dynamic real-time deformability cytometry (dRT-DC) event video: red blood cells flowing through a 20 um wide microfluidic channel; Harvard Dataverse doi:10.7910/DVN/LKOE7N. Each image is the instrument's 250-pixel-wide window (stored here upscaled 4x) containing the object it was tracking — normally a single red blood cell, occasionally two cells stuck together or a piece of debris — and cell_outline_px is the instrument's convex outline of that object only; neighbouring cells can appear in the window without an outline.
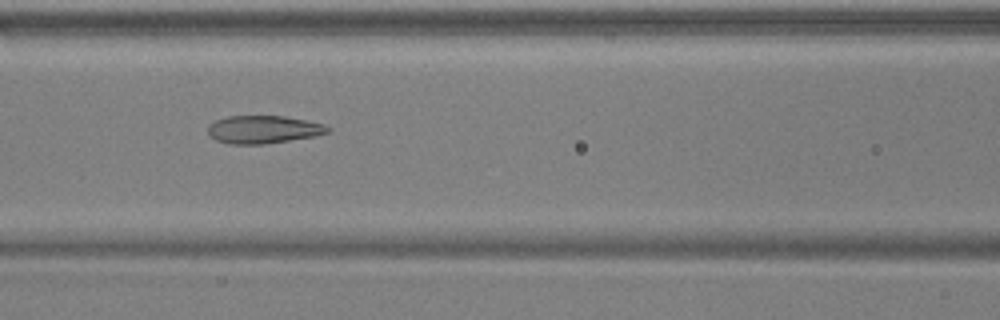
{"species": "common noctule bat (a hibernating species)", "species_latin": "Nyctalus noctula", "temperature_condition": "warm", "stored_images_in_passage": 54, "camera_frame_rate_fps": 3000, "um_per_image_px": 0.085, "animal": {"sex": "male", "body_mass_g": 17.9, "forearm_length_mm": 54.2}, "frame": {"image": 1, "passage_image": 24, "time_ms": 7.667, "image_size_px": [1000, 320], "cell_outline_px": [[332, 128], [328, 132], [316, 136], [264, 144], [228, 144], [216, 140], [208, 132], [208, 124], [216, 120], [228, 116], [284, 116], [308, 120], [324, 124]], "centroid_in_image_um": [22.41, 11.0], "position_along_channel_um": 144.2, "area_um2": 19.54}}
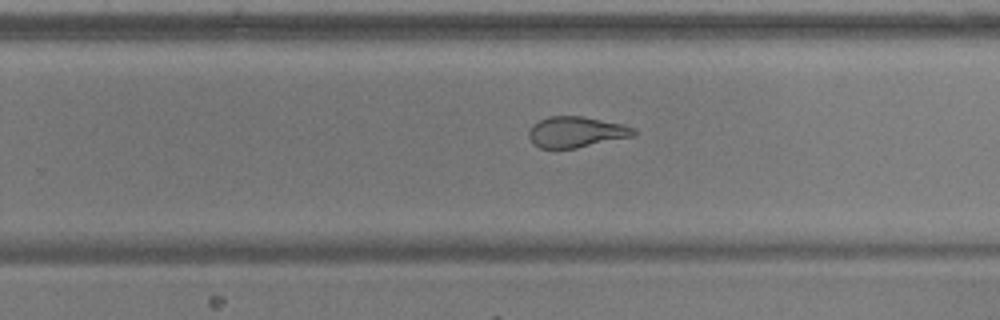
{"frame": {"image": 2, "passage_image": 35, "time_ms": 11.333, "image_size_px": [1000, 320], "cell_outline_px": [[636, 136], [576, 148], [540, 148], [532, 144], [528, 136], [528, 132], [532, 124], [548, 116], [584, 116], [624, 124], [636, 128]], "centroid_in_image_um": [49.0, 11.21], "position_along_channel_um": 280.8, "area_um2": 19.19}}
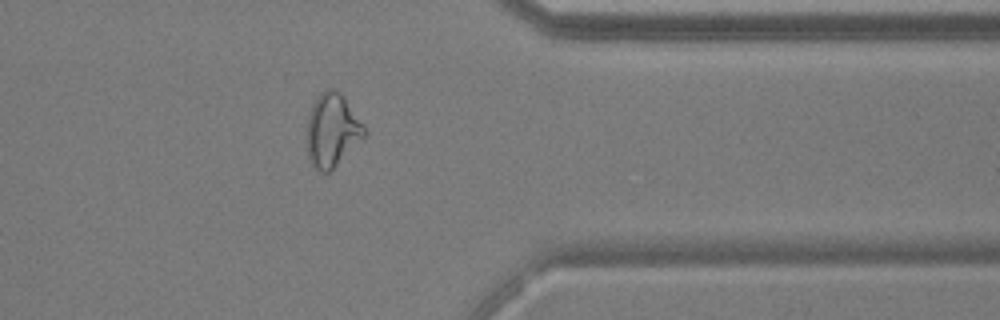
{"frame": {"image": 3, "passage_image": 44, "time_ms": 14.333, "image_size_px": [1000, 320], "cell_outline_px": [[368, 132], [328, 172], [320, 172], [312, 164], [308, 156], [308, 112], [312, 104], [320, 92], [324, 88], [332, 88], [340, 92], [344, 96], [364, 124]], "centroid_in_image_um": [28.23, 11.0], "position_along_channel_um": 383.2, "area_um2": 24.22}, "authors_computed_cell_mechanics": {"area_um2": 22.5709, "velocity_mm_per_s": 3.7361, "shape_relaxation_time_tau1_ms": null, "shape_relaxation_time_tau2_ms": 1.182, "deformation_change_tau1": null, "deformation_change_tau2": 0.0923}}